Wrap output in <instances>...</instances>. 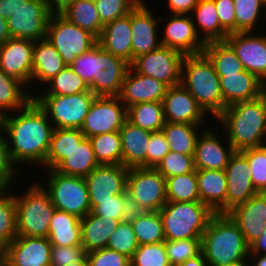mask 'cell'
Wrapping results in <instances>:
<instances>
[{"label":"cell","mask_w":266,"mask_h":266,"mask_svg":"<svg viewBox=\"0 0 266 266\" xmlns=\"http://www.w3.org/2000/svg\"><path fill=\"white\" fill-rule=\"evenodd\" d=\"M0 123L6 136L10 159L18 166V170L23 173L29 167L26 172L31 176L30 170L34 166L37 170L38 165V171L43 172L54 130L45 111L32 99L24 108L1 116Z\"/></svg>","instance_id":"6da1fadb"},{"label":"cell","mask_w":266,"mask_h":266,"mask_svg":"<svg viewBox=\"0 0 266 266\" xmlns=\"http://www.w3.org/2000/svg\"><path fill=\"white\" fill-rule=\"evenodd\" d=\"M214 121L217 123L212 125L225 132L235 152L266 145L265 93L257 99L227 106Z\"/></svg>","instance_id":"7a4b0ae2"},{"label":"cell","mask_w":266,"mask_h":266,"mask_svg":"<svg viewBox=\"0 0 266 266\" xmlns=\"http://www.w3.org/2000/svg\"><path fill=\"white\" fill-rule=\"evenodd\" d=\"M201 252L208 266L247 263L250 246L228 214L214 213L202 235Z\"/></svg>","instance_id":"3957f363"},{"label":"cell","mask_w":266,"mask_h":266,"mask_svg":"<svg viewBox=\"0 0 266 266\" xmlns=\"http://www.w3.org/2000/svg\"><path fill=\"white\" fill-rule=\"evenodd\" d=\"M180 84L189 91L203 110L212 116L213 121L225 109L220 78L203 53L185 55Z\"/></svg>","instance_id":"277c9868"},{"label":"cell","mask_w":266,"mask_h":266,"mask_svg":"<svg viewBox=\"0 0 266 266\" xmlns=\"http://www.w3.org/2000/svg\"><path fill=\"white\" fill-rule=\"evenodd\" d=\"M36 177L35 175L31 176L32 182L29 178L28 181L23 178L29 182L27 188L21 186L22 188L19 189L21 185L19 183V187L14 191L18 236L48 237L50 221L56 208L51 202L48 191Z\"/></svg>","instance_id":"5b68a950"},{"label":"cell","mask_w":266,"mask_h":266,"mask_svg":"<svg viewBox=\"0 0 266 266\" xmlns=\"http://www.w3.org/2000/svg\"><path fill=\"white\" fill-rule=\"evenodd\" d=\"M166 240L202 238L214 212L204 203L172 202L159 210Z\"/></svg>","instance_id":"8992f818"},{"label":"cell","mask_w":266,"mask_h":266,"mask_svg":"<svg viewBox=\"0 0 266 266\" xmlns=\"http://www.w3.org/2000/svg\"><path fill=\"white\" fill-rule=\"evenodd\" d=\"M44 174L47 175L45 177L42 175L41 178H45L44 181L39 179V182L48 191L51 202L56 209L74 214L79 218L91 212L84 177L63 175L54 169L44 170Z\"/></svg>","instance_id":"52a82bcc"},{"label":"cell","mask_w":266,"mask_h":266,"mask_svg":"<svg viewBox=\"0 0 266 266\" xmlns=\"http://www.w3.org/2000/svg\"><path fill=\"white\" fill-rule=\"evenodd\" d=\"M96 95L91 91L68 96L36 93L33 99L45 111L54 129H81Z\"/></svg>","instance_id":"ba28073f"},{"label":"cell","mask_w":266,"mask_h":266,"mask_svg":"<svg viewBox=\"0 0 266 266\" xmlns=\"http://www.w3.org/2000/svg\"><path fill=\"white\" fill-rule=\"evenodd\" d=\"M46 38L60 53L66 66L98 43L94 35L71 23L60 13H51Z\"/></svg>","instance_id":"9c48e42d"},{"label":"cell","mask_w":266,"mask_h":266,"mask_svg":"<svg viewBox=\"0 0 266 266\" xmlns=\"http://www.w3.org/2000/svg\"><path fill=\"white\" fill-rule=\"evenodd\" d=\"M126 192L145 211H159L166 203V179L156 168H129Z\"/></svg>","instance_id":"30bf717a"},{"label":"cell","mask_w":266,"mask_h":266,"mask_svg":"<svg viewBox=\"0 0 266 266\" xmlns=\"http://www.w3.org/2000/svg\"><path fill=\"white\" fill-rule=\"evenodd\" d=\"M185 55L175 49L160 46L136 57L130 67L137 73L153 77L168 87L181 82V67Z\"/></svg>","instance_id":"8fae6325"},{"label":"cell","mask_w":266,"mask_h":266,"mask_svg":"<svg viewBox=\"0 0 266 266\" xmlns=\"http://www.w3.org/2000/svg\"><path fill=\"white\" fill-rule=\"evenodd\" d=\"M127 121V108L118 96H96L81 127L86 138L119 131Z\"/></svg>","instance_id":"7c38bea8"},{"label":"cell","mask_w":266,"mask_h":266,"mask_svg":"<svg viewBox=\"0 0 266 266\" xmlns=\"http://www.w3.org/2000/svg\"><path fill=\"white\" fill-rule=\"evenodd\" d=\"M129 67L128 62L97 43L94 46L93 83L89 90L96 96H119Z\"/></svg>","instance_id":"4fadbf2b"},{"label":"cell","mask_w":266,"mask_h":266,"mask_svg":"<svg viewBox=\"0 0 266 266\" xmlns=\"http://www.w3.org/2000/svg\"><path fill=\"white\" fill-rule=\"evenodd\" d=\"M50 15L46 0H28L7 19L11 38L32 41L46 38Z\"/></svg>","instance_id":"5bb4252c"},{"label":"cell","mask_w":266,"mask_h":266,"mask_svg":"<svg viewBox=\"0 0 266 266\" xmlns=\"http://www.w3.org/2000/svg\"><path fill=\"white\" fill-rule=\"evenodd\" d=\"M159 21L161 46L175 49L184 55H197L203 52L205 43L198 36L191 15L167 14ZM162 32V33H161Z\"/></svg>","instance_id":"9a60e30c"},{"label":"cell","mask_w":266,"mask_h":266,"mask_svg":"<svg viewBox=\"0 0 266 266\" xmlns=\"http://www.w3.org/2000/svg\"><path fill=\"white\" fill-rule=\"evenodd\" d=\"M262 31L229 33L225 41L233 48L244 69L266 84V33Z\"/></svg>","instance_id":"2e32d148"},{"label":"cell","mask_w":266,"mask_h":266,"mask_svg":"<svg viewBox=\"0 0 266 266\" xmlns=\"http://www.w3.org/2000/svg\"><path fill=\"white\" fill-rule=\"evenodd\" d=\"M145 1L141 0L131 11L132 62L139 55L154 51L161 46L160 16L153 13L151 9L153 6L149 7V3Z\"/></svg>","instance_id":"e0dca14e"},{"label":"cell","mask_w":266,"mask_h":266,"mask_svg":"<svg viewBox=\"0 0 266 266\" xmlns=\"http://www.w3.org/2000/svg\"><path fill=\"white\" fill-rule=\"evenodd\" d=\"M128 172L129 168L122 164L99 165L84 177L91 210L99 204V201H106L114 195L126 192Z\"/></svg>","instance_id":"ac0fdd59"},{"label":"cell","mask_w":266,"mask_h":266,"mask_svg":"<svg viewBox=\"0 0 266 266\" xmlns=\"http://www.w3.org/2000/svg\"><path fill=\"white\" fill-rule=\"evenodd\" d=\"M34 42L29 39L10 38L0 45V69L30 88L31 94Z\"/></svg>","instance_id":"d6986e66"},{"label":"cell","mask_w":266,"mask_h":266,"mask_svg":"<svg viewBox=\"0 0 266 266\" xmlns=\"http://www.w3.org/2000/svg\"><path fill=\"white\" fill-rule=\"evenodd\" d=\"M213 128L215 126L212 129L210 125L206 127L197 139L194 153L196 170H225L230 157L235 153L225 132L219 131L220 136H218V131L213 130ZM221 133L225 138L221 137Z\"/></svg>","instance_id":"ffe728a7"},{"label":"cell","mask_w":266,"mask_h":266,"mask_svg":"<svg viewBox=\"0 0 266 266\" xmlns=\"http://www.w3.org/2000/svg\"><path fill=\"white\" fill-rule=\"evenodd\" d=\"M165 122L186 124H213L196 99L181 84L168 87L163 98Z\"/></svg>","instance_id":"44dd1931"},{"label":"cell","mask_w":266,"mask_h":266,"mask_svg":"<svg viewBox=\"0 0 266 266\" xmlns=\"http://www.w3.org/2000/svg\"><path fill=\"white\" fill-rule=\"evenodd\" d=\"M227 179L226 214L236 206L244 204L258 192L252 182L247 158L241 152H235L225 168Z\"/></svg>","instance_id":"7402d4cb"},{"label":"cell","mask_w":266,"mask_h":266,"mask_svg":"<svg viewBox=\"0 0 266 266\" xmlns=\"http://www.w3.org/2000/svg\"><path fill=\"white\" fill-rule=\"evenodd\" d=\"M48 237L17 236L7 245V266H50Z\"/></svg>","instance_id":"603a6c76"},{"label":"cell","mask_w":266,"mask_h":266,"mask_svg":"<svg viewBox=\"0 0 266 266\" xmlns=\"http://www.w3.org/2000/svg\"><path fill=\"white\" fill-rule=\"evenodd\" d=\"M250 246L266 228V193H257L227 213Z\"/></svg>","instance_id":"cb8c5ba5"},{"label":"cell","mask_w":266,"mask_h":266,"mask_svg":"<svg viewBox=\"0 0 266 266\" xmlns=\"http://www.w3.org/2000/svg\"><path fill=\"white\" fill-rule=\"evenodd\" d=\"M168 86L129 67L119 94L126 108L141 102H162Z\"/></svg>","instance_id":"d4e9b609"},{"label":"cell","mask_w":266,"mask_h":266,"mask_svg":"<svg viewBox=\"0 0 266 266\" xmlns=\"http://www.w3.org/2000/svg\"><path fill=\"white\" fill-rule=\"evenodd\" d=\"M219 78L225 108L234 103L257 99L264 94L265 83L246 70Z\"/></svg>","instance_id":"484cf974"},{"label":"cell","mask_w":266,"mask_h":266,"mask_svg":"<svg viewBox=\"0 0 266 266\" xmlns=\"http://www.w3.org/2000/svg\"><path fill=\"white\" fill-rule=\"evenodd\" d=\"M65 67L66 65L60 53L47 38L35 41L33 49V73L31 78V87L35 88L32 89V95L37 93V88L39 90L43 88L50 79Z\"/></svg>","instance_id":"4316f807"},{"label":"cell","mask_w":266,"mask_h":266,"mask_svg":"<svg viewBox=\"0 0 266 266\" xmlns=\"http://www.w3.org/2000/svg\"><path fill=\"white\" fill-rule=\"evenodd\" d=\"M132 31L131 12L104 25L101 35L97 39L98 44L129 64L132 63Z\"/></svg>","instance_id":"83f0119b"},{"label":"cell","mask_w":266,"mask_h":266,"mask_svg":"<svg viewBox=\"0 0 266 266\" xmlns=\"http://www.w3.org/2000/svg\"><path fill=\"white\" fill-rule=\"evenodd\" d=\"M119 132L122 141V165L128 168H147L151 131L135 126L127 120Z\"/></svg>","instance_id":"f1b7e54d"},{"label":"cell","mask_w":266,"mask_h":266,"mask_svg":"<svg viewBox=\"0 0 266 266\" xmlns=\"http://www.w3.org/2000/svg\"><path fill=\"white\" fill-rule=\"evenodd\" d=\"M200 202L214 213L226 214L227 179L225 170H196Z\"/></svg>","instance_id":"f546056e"},{"label":"cell","mask_w":266,"mask_h":266,"mask_svg":"<svg viewBox=\"0 0 266 266\" xmlns=\"http://www.w3.org/2000/svg\"><path fill=\"white\" fill-rule=\"evenodd\" d=\"M82 246L86 253L107 247L111 234L119 221L114 218L96 216L92 212L80 218Z\"/></svg>","instance_id":"4dcf8cb0"},{"label":"cell","mask_w":266,"mask_h":266,"mask_svg":"<svg viewBox=\"0 0 266 266\" xmlns=\"http://www.w3.org/2000/svg\"><path fill=\"white\" fill-rule=\"evenodd\" d=\"M191 17L197 34L204 43L225 41L229 34L221 26L214 0H199Z\"/></svg>","instance_id":"1f68e13d"},{"label":"cell","mask_w":266,"mask_h":266,"mask_svg":"<svg viewBox=\"0 0 266 266\" xmlns=\"http://www.w3.org/2000/svg\"><path fill=\"white\" fill-rule=\"evenodd\" d=\"M48 238L55 246L82 245L80 218L55 209L49 225Z\"/></svg>","instance_id":"d6a6232c"},{"label":"cell","mask_w":266,"mask_h":266,"mask_svg":"<svg viewBox=\"0 0 266 266\" xmlns=\"http://www.w3.org/2000/svg\"><path fill=\"white\" fill-rule=\"evenodd\" d=\"M206 127V124L165 122L162 132L169 143L170 151L194 155L197 139Z\"/></svg>","instance_id":"836d02e7"},{"label":"cell","mask_w":266,"mask_h":266,"mask_svg":"<svg viewBox=\"0 0 266 266\" xmlns=\"http://www.w3.org/2000/svg\"><path fill=\"white\" fill-rule=\"evenodd\" d=\"M85 138L80 129H54L45 160V170L55 169Z\"/></svg>","instance_id":"e575fe53"},{"label":"cell","mask_w":266,"mask_h":266,"mask_svg":"<svg viewBox=\"0 0 266 266\" xmlns=\"http://www.w3.org/2000/svg\"><path fill=\"white\" fill-rule=\"evenodd\" d=\"M99 165L89 138H85L54 170L67 176L85 177Z\"/></svg>","instance_id":"d590c367"},{"label":"cell","mask_w":266,"mask_h":266,"mask_svg":"<svg viewBox=\"0 0 266 266\" xmlns=\"http://www.w3.org/2000/svg\"><path fill=\"white\" fill-rule=\"evenodd\" d=\"M33 95L20 81L0 69V117L24 108Z\"/></svg>","instance_id":"8d00e7d4"},{"label":"cell","mask_w":266,"mask_h":266,"mask_svg":"<svg viewBox=\"0 0 266 266\" xmlns=\"http://www.w3.org/2000/svg\"><path fill=\"white\" fill-rule=\"evenodd\" d=\"M60 14L71 23L94 35L97 39L101 35L104 25L100 20L94 0H76Z\"/></svg>","instance_id":"74e56055"},{"label":"cell","mask_w":266,"mask_h":266,"mask_svg":"<svg viewBox=\"0 0 266 266\" xmlns=\"http://www.w3.org/2000/svg\"><path fill=\"white\" fill-rule=\"evenodd\" d=\"M202 53L212 63L219 77L245 70L235 51L226 41L205 43Z\"/></svg>","instance_id":"f35d334b"},{"label":"cell","mask_w":266,"mask_h":266,"mask_svg":"<svg viewBox=\"0 0 266 266\" xmlns=\"http://www.w3.org/2000/svg\"><path fill=\"white\" fill-rule=\"evenodd\" d=\"M127 120L142 129L161 131L165 124L162 102H141L127 108Z\"/></svg>","instance_id":"ab89813d"},{"label":"cell","mask_w":266,"mask_h":266,"mask_svg":"<svg viewBox=\"0 0 266 266\" xmlns=\"http://www.w3.org/2000/svg\"><path fill=\"white\" fill-rule=\"evenodd\" d=\"M233 1L234 12L236 17V32H249L256 31V29L258 30L264 22H261L260 20H266V0ZM257 24L261 25L258 26Z\"/></svg>","instance_id":"60d3db41"},{"label":"cell","mask_w":266,"mask_h":266,"mask_svg":"<svg viewBox=\"0 0 266 266\" xmlns=\"http://www.w3.org/2000/svg\"><path fill=\"white\" fill-rule=\"evenodd\" d=\"M89 140L100 165L122 164V141L119 131L98 134Z\"/></svg>","instance_id":"b9f144b4"},{"label":"cell","mask_w":266,"mask_h":266,"mask_svg":"<svg viewBox=\"0 0 266 266\" xmlns=\"http://www.w3.org/2000/svg\"><path fill=\"white\" fill-rule=\"evenodd\" d=\"M166 179L167 201L196 202L200 201L196 170Z\"/></svg>","instance_id":"7bdbcfd3"},{"label":"cell","mask_w":266,"mask_h":266,"mask_svg":"<svg viewBox=\"0 0 266 266\" xmlns=\"http://www.w3.org/2000/svg\"><path fill=\"white\" fill-rule=\"evenodd\" d=\"M131 224L139 245L156 244L166 240L159 211H146Z\"/></svg>","instance_id":"ee69618b"},{"label":"cell","mask_w":266,"mask_h":266,"mask_svg":"<svg viewBox=\"0 0 266 266\" xmlns=\"http://www.w3.org/2000/svg\"><path fill=\"white\" fill-rule=\"evenodd\" d=\"M43 87L44 88H41L37 92L42 94H57L68 96L71 94L89 91V87L84 82L82 77L76 74L70 66L63 68Z\"/></svg>","instance_id":"f6af8a7d"},{"label":"cell","mask_w":266,"mask_h":266,"mask_svg":"<svg viewBox=\"0 0 266 266\" xmlns=\"http://www.w3.org/2000/svg\"><path fill=\"white\" fill-rule=\"evenodd\" d=\"M20 181L8 188L0 195V241L6 245L18 235L16 228V203L14 190ZM15 186V187H14Z\"/></svg>","instance_id":"bcb514c9"},{"label":"cell","mask_w":266,"mask_h":266,"mask_svg":"<svg viewBox=\"0 0 266 266\" xmlns=\"http://www.w3.org/2000/svg\"><path fill=\"white\" fill-rule=\"evenodd\" d=\"M130 266H171L167 257L165 241L139 245L130 259Z\"/></svg>","instance_id":"7dc6e473"},{"label":"cell","mask_w":266,"mask_h":266,"mask_svg":"<svg viewBox=\"0 0 266 266\" xmlns=\"http://www.w3.org/2000/svg\"><path fill=\"white\" fill-rule=\"evenodd\" d=\"M138 246L132 224L120 221L109 238L107 248L131 259Z\"/></svg>","instance_id":"c3c4849f"},{"label":"cell","mask_w":266,"mask_h":266,"mask_svg":"<svg viewBox=\"0 0 266 266\" xmlns=\"http://www.w3.org/2000/svg\"><path fill=\"white\" fill-rule=\"evenodd\" d=\"M247 158L255 190L266 193V145L241 151Z\"/></svg>","instance_id":"681fc988"},{"label":"cell","mask_w":266,"mask_h":266,"mask_svg":"<svg viewBox=\"0 0 266 266\" xmlns=\"http://www.w3.org/2000/svg\"><path fill=\"white\" fill-rule=\"evenodd\" d=\"M156 169L164 178H170L177 175H183L194 172V155L179 154L169 151Z\"/></svg>","instance_id":"f907efd6"},{"label":"cell","mask_w":266,"mask_h":266,"mask_svg":"<svg viewBox=\"0 0 266 266\" xmlns=\"http://www.w3.org/2000/svg\"><path fill=\"white\" fill-rule=\"evenodd\" d=\"M165 248L170 265L181 264L201 253V238L165 240Z\"/></svg>","instance_id":"816d5d0a"},{"label":"cell","mask_w":266,"mask_h":266,"mask_svg":"<svg viewBox=\"0 0 266 266\" xmlns=\"http://www.w3.org/2000/svg\"><path fill=\"white\" fill-rule=\"evenodd\" d=\"M141 0H94L103 25L129 14Z\"/></svg>","instance_id":"f5cc1de1"},{"label":"cell","mask_w":266,"mask_h":266,"mask_svg":"<svg viewBox=\"0 0 266 266\" xmlns=\"http://www.w3.org/2000/svg\"><path fill=\"white\" fill-rule=\"evenodd\" d=\"M22 174L18 168L12 163L8 147L7 140L4 133V129L0 123V181L7 187H12L16 180H21L18 177H21ZM18 176V177H17ZM18 178V179H15Z\"/></svg>","instance_id":"db71d44e"},{"label":"cell","mask_w":266,"mask_h":266,"mask_svg":"<svg viewBox=\"0 0 266 266\" xmlns=\"http://www.w3.org/2000/svg\"><path fill=\"white\" fill-rule=\"evenodd\" d=\"M86 257L88 266H130L128 257L107 247L88 252Z\"/></svg>","instance_id":"11a10c76"},{"label":"cell","mask_w":266,"mask_h":266,"mask_svg":"<svg viewBox=\"0 0 266 266\" xmlns=\"http://www.w3.org/2000/svg\"><path fill=\"white\" fill-rule=\"evenodd\" d=\"M86 252L82 245L75 246H55L51 247L50 266H67L82 260Z\"/></svg>","instance_id":"9f6ffc18"},{"label":"cell","mask_w":266,"mask_h":266,"mask_svg":"<svg viewBox=\"0 0 266 266\" xmlns=\"http://www.w3.org/2000/svg\"><path fill=\"white\" fill-rule=\"evenodd\" d=\"M169 151V143L162 130L151 132L147 149V168H156Z\"/></svg>","instance_id":"6f0895ef"},{"label":"cell","mask_w":266,"mask_h":266,"mask_svg":"<svg viewBox=\"0 0 266 266\" xmlns=\"http://www.w3.org/2000/svg\"><path fill=\"white\" fill-rule=\"evenodd\" d=\"M124 194L114 195L106 201H99L91 212L96 216H104V218H114L119 222L122 221Z\"/></svg>","instance_id":"680465c9"},{"label":"cell","mask_w":266,"mask_h":266,"mask_svg":"<svg viewBox=\"0 0 266 266\" xmlns=\"http://www.w3.org/2000/svg\"><path fill=\"white\" fill-rule=\"evenodd\" d=\"M70 67L90 87L93 83L94 47L78 56Z\"/></svg>","instance_id":"91938a15"},{"label":"cell","mask_w":266,"mask_h":266,"mask_svg":"<svg viewBox=\"0 0 266 266\" xmlns=\"http://www.w3.org/2000/svg\"><path fill=\"white\" fill-rule=\"evenodd\" d=\"M221 26L228 32H236V17L233 0H214Z\"/></svg>","instance_id":"94428289"},{"label":"cell","mask_w":266,"mask_h":266,"mask_svg":"<svg viewBox=\"0 0 266 266\" xmlns=\"http://www.w3.org/2000/svg\"><path fill=\"white\" fill-rule=\"evenodd\" d=\"M122 207V221L128 223L134 222L139 216L146 212L142 205H140L136 200H133L127 192L124 193Z\"/></svg>","instance_id":"6125c7cd"},{"label":"cell","mask_w":266,"mask_h":266,"mask_svg":"<svg viewBox=\"0 0 266 266\" xmlns=\"http://www.w3.org/2000/svg\"><path fill=\"white\" fill-rule=\"evenodd\" d=\"M199 0H166L169 14L191 15Z\"/></svg>","instance_id":"be15d7a7"},{"label":"cell","mask_w":266,"mask_h":266,"mask_svg":"<svg viewBox=\"0 0 266 266\" xmlns=\"http://www.w3.org/2000/svg\"><path fill=\"white\" fill-rule=\"evenodd\" d=\"M28 0H0V16L8 19L13 12Z\"/></svg>","instance_id":"e7e4bbea"},{"label":"cell","mask_w":266,"mask_h":266,"mask_svg":"<svg viewBox=\"0 0 266 266\" xmlns=\"http://www.w3.org/2000/svg\"><path fill=\"white\" fill-rule=\"evenodd\" d=\"M250 253L266 254V228L260 237L250 245Z\"/></svg>","instance_id":"03108f58"},{"label":"cell","mask_w":266,"mask_h":266,"mask_svg":"<svg viewBox=\"0 0 266 266\" xmlns=\"http://www.w3.org/2000/svg\"><path fill=\"white\" fill-rule=\"evenodd\" d=\"M76 0H46L51 13H60Z\"/></svg>","instance_id":"003e7915"},{"label":"cell","mask_w":266,"mask_h":266,"mask_svg":"<svg viewBox=\"0 0 266 266\" xmlns=\"http://www.w3.org/2000/svg\"><path fill=\"white\" fill-rule=\"evenodd\" d=\"M247 266H266V254L250 253Z\"/></svg>","instance_id":"a7ac6f4b"},{"label":"cell","mask_w":266,"mask_h":266,"mask_svg":"<svg viewBox=\"0 0 266 266\" xmlns=\"http://www.w3.org/2000/svg\"><path fill=\"white\" fill-rule=\"evenodd\" d=\"M173 266H208V265H207L206 259L204 258L203 253L201 252L196 257L190 258L181 264H177Z\"/></svg>","instance_id":"89a4df30"},{"label":"cell","mask_w":266,"mask_h":266,"mask_svg":"<svg viewBox=\"0 0 266 266\" xmlns=\"http://www.w3.org/2000/svg\"><path fill=\"white\" fill-rule=\"evenodd\" d=\"M10 38L11 35L9 33L7 20L0 16V45L4 44Z\"/></svg>","instance_id":"2644e50d"},{"label":"cell","mask_w":266,"mask_h":266,"mask_svg":"<svg viewBox=\"0 0 266 266\" xmlns=\"http://www.w3.org/2000/svg\"><path fill=\"white\" fill-rule=\"evenodd\" d=\"M6 253L7 245L4 242L0 241V260H7Z\"/></svg>","instance_id":"8c879c8a"},{"label":"cell","mask_w":266,"mask_h":266,"mask_svg":"<svg viewBox=\"0 0 266 266\" xmlns=\"http://www.w3.org/2000/svg\"><path fill=\"white\" fill-rule=\"evenodd\" d=\"M67 266H88V260L87 257L85 256L82 260L70 263Z\"/></svg>","instance_id":"753ad0ef"},{"label":"cell","mask_w":266,"mask_h":266,"mask_svg":"<svg viewBox=\"0 0 266 266\" xmlns=\"http://www.w3.org/2000/svg\"><path fill=\"white\" fill-rule=\"evenodd\" d=\"M220 266H247V263H231V264L220 265Z\"/></svg>","instance_id":"34e18365"},{"label":"cell","mask_w":266,"mask_h":266,"mask_svg":"<svg viewBox=\"0 0 266 266\" xmlns=\"http://www.w3.org/2000/svg\"><path fill=\"white\" fill-rule=\"evenodd\" d=\"M8 188L0 181V195L6 191Z\"/></svg>","instance_id":"11e5206c"},{"label":"cell","mask_w":266,"mask_h":266,"mask_svg":"<svg viewBox=\"0 0 266 266\" xmlns=\"http://www.w3.org/2000/svg\"><path fill=\"white\" fill-rule=\"evenodd\" d=\"M0 266H7V260H0Z\"/></svg>","instance_id":"2a66077c"}]
</instances>
